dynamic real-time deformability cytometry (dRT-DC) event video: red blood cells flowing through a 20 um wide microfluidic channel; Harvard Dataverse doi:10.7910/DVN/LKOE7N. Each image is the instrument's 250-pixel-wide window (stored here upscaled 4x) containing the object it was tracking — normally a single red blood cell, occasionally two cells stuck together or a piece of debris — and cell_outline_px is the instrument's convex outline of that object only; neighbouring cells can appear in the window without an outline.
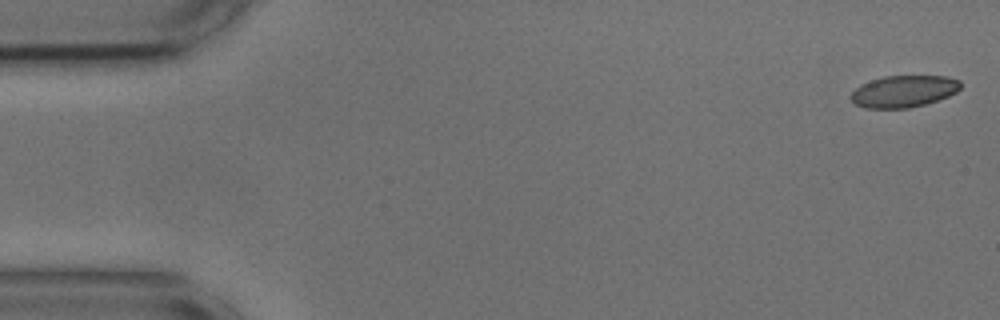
{"species": "common noctule bat (a hibernating species)", "species_latin": "Nyctalus noctula", "temperature_condition": "cold", "stored_images_in_passage": 54, "camera_frame_rate_fps": 3000, "um_per_image_px": 0.085, "animal": {"sex": "male", "body_mass_g": 17.9, "forearm_length_mm": 54.2}, "frame": {"image": 1, "passage_image": 1, "time_ms": 0.0, "image_size_px": [1000, 320], "cell_outline_px": [[960, 88], [956, 92], [948, 96], [924, 104], [908, 108], [864, 108], [856, 104], [848, 96], [860, 84], [884, 76], [948, 76], [960, 80]], "centroid_in_image_um": [76.8, 7.76], "position_along_channel_um": 8.2, "area_um2": 20.29}}
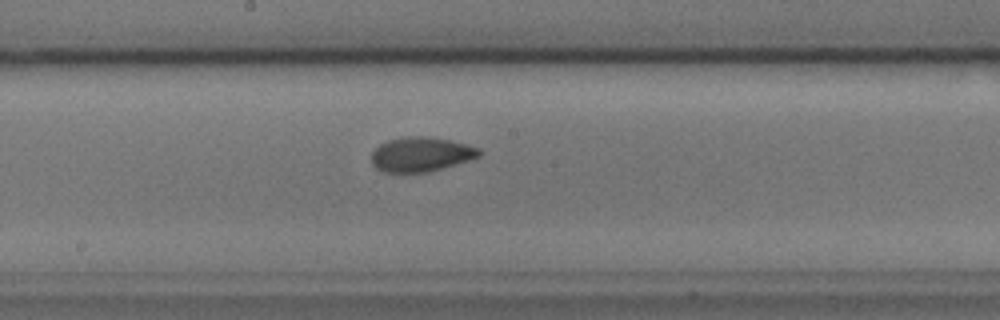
{"frame": {"image": 2, "passage_image": 28, "time_ms": 9.0, "image_size_px": [1000, 320], "cell_outline_px": [[480, 156], [468, 160], [428, 172], [384, 172], [376, 168], [372, 164], [372, 152], [380, 144], [388, 140], [404, 136], [428, 136], [448, 140], [480, 148]], "centroid_in_image_um": [35.75, 13.11], "position_along_channel_um": 212.5, "area_um2": 21.44}}
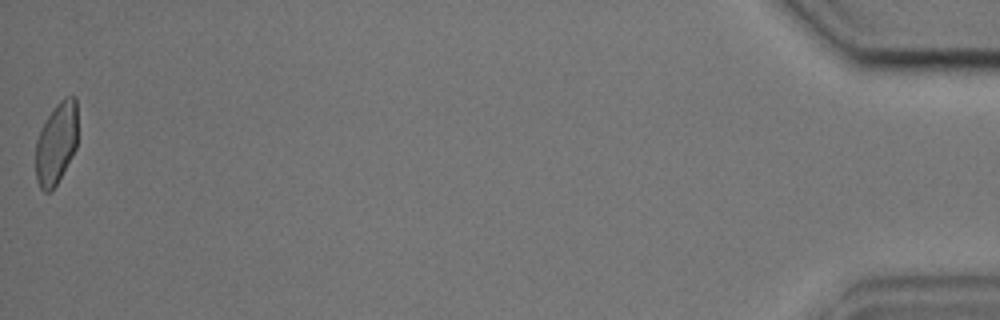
{"frame": {"image": 3, "passage_image": 54, "time_ms": 17.667, "image_size_px": [1000, 320], "cell_outline_px": [[76, 148], [72, 156], [52, 192], [44, 192], [40, 188], [36, 180], [36, 140], [48, 116], [56, 104], [64, 96], [76, 96]], "centroid_in_image_um": [4.78, 12.2], "position_along_channel_um": 430.4, "area_um2": 19.88}, "authors_computed_cell_mechanics": {"area_um2": 21.386, "velocity_mm_per_s": 3.648, "shape_relaxation_time_tau1_ms": 4.574, "shape_relaxation_time_tau2_ms": 1.4386, "deformation_change_tau1": 0.1042, "deformation_change_tau2": 0.0366}}